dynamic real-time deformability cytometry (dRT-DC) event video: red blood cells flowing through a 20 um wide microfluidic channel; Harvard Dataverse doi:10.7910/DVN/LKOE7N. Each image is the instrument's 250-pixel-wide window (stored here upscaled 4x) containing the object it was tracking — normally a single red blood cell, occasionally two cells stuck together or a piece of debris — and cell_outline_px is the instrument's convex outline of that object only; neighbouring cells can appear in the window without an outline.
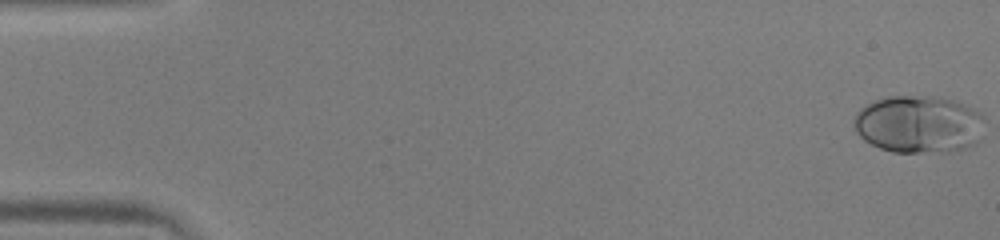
{"species": "human", "species_latin": "Homo sapiens", "temperature_condition": "warm", "stored_images_in_passage": 52, "camera_frame_rate_fps": 3000, "um_per_image_px": 0.085, "donor": {"sex": "male"}, "frame": {"image": 1, "passage_image": 1, "time_ms": 0.0, "image_size_px": [1000, 240], "cell_outline_px": [[984, 120], [980, 140], [976, 144], [964, 148], [948, 152], [892, 152], [880, 148], [864, 140], [856, 132], [852, 124], [852, 120], [860, 108], [872, 100], [888, 96], [936, 96], [956, 100], [984, 112]], "centroid_in_image_um": [78.11, 10.55], "position_along_channel_um": 6.9, "area_um2": 44.74}}
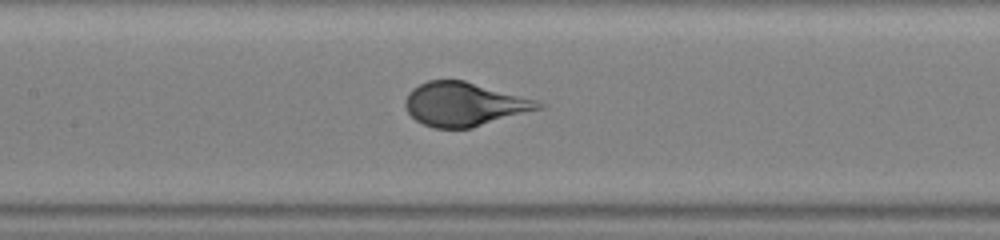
{"frame": {"image": 2, "passage_image": 25, "time_ms": 8.0, "image_size_px": [1000, 240], "cell_outline_px": [[548, 104], [544, 108], [472, 128], [432, 128], [416, 120], [408, 112], [404, 104], [404, 100], [408, 92], [412, 88], [428, 80], [464, 80], [536, 100]], "centroid_in_image_um": [39.47, 8.86], "position_along_channel_um": 167.9, "area_um2": 34.04}}
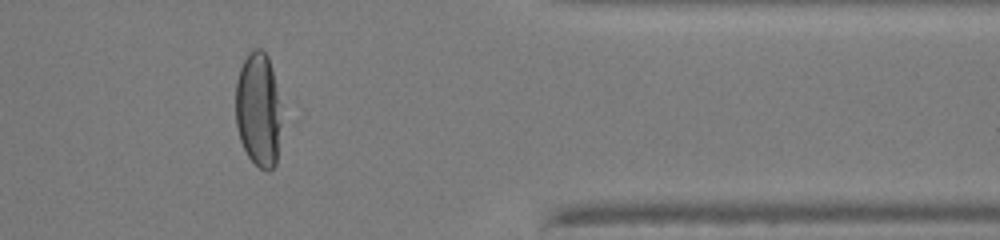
{"frame": {"image": 3, "passage_image": 43, "time_ms": 14.0, "image_size_px": [1000, 240], "cell_outline_px": [[284, 100], [276, 164], [268, 172], [260, 168], [248, 156], [240, 140], [236, 124], [236, 80], [240, 68], [248, 52], [256, 48], [260, 48], [268, 56]], "centroid_in_image_um": [22.02, 9.28], "position_along_channel_um": 389.4, "area_um2": 31.67}}